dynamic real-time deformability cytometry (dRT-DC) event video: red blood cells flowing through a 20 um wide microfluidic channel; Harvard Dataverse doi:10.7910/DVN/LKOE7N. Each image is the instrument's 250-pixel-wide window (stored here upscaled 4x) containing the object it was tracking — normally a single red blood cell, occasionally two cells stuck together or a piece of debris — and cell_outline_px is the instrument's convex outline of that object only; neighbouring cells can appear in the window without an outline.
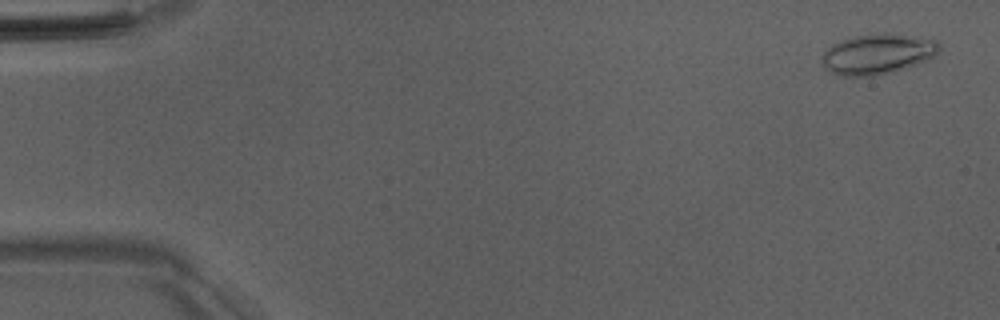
{"species": "Egyptian fruit bat (a non-hibernating species)", "species_latin": "Rousettus aegyptiacus", "temperature_condition": "room temperature", "stored_images_in_passage": 47, "camera_frame_rate_fps": 3000, "um_per_image_px": 0.085, "animal": {"sex": "male"}, "frame": {"image": 1, "passage_image": 2, "time_ms": 0.333, "image_size_px": [1000, 320], "cell_outline_px": [[940, 48], [932, 56], [916, 64], [904, 68], [872, 76], [844, 76], [832, 72], [824, 68], [824, 52], [832, 44], [856, 36], [884, 32], [936, 40], [940, 44]], "centroid_in_image_um": [74.59, 4.58], "position_along_channel_um": 10.4, "area_um2": 26.82}}
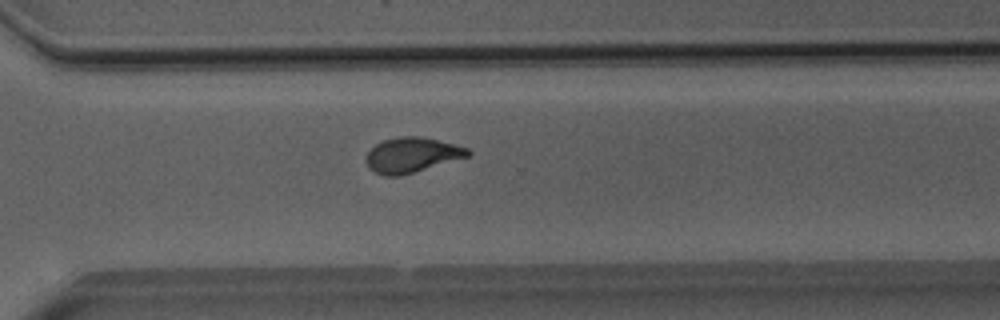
{"frame": {"image": 2, "passage_image": 37, "time_ms": 12.0, "image_size_px": [1000, 320], "cell_outline_px": [[472, 152], [468, 156], [400, 176], [384, 176], [368, 168], [364, 160], [368, 152], [376, 144], [384, 140], [400, 136], [420, 136], [468, 148]], "centroid_in_image_um": [34.96, 13.18], "position_along_channel_um": 335.6, "area_um2": 20.52}}
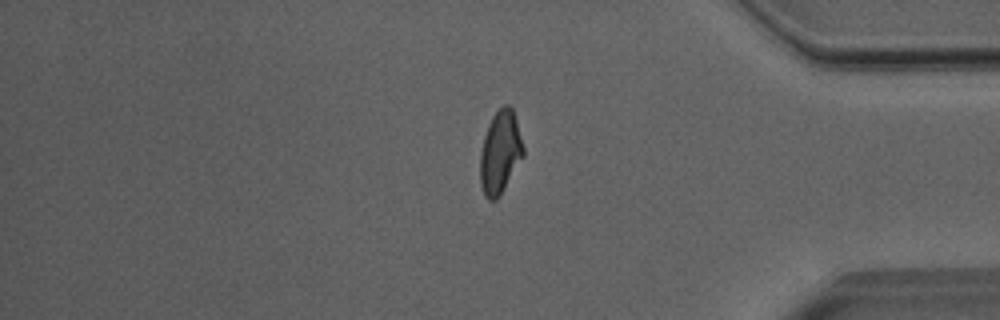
{"frame": {"image": 3, "passage_image": 43, "time_ms": 14.0, "image_size_px": [1000, 320], "cell_outline_px": [[524, 156], [496, 200], [488, 200], [484, 196], [480, 184], [480, 152], [484, 136], [488, 124], [492, 116], [504, 104], [508, 104], [512, 108], [516, 120], [524, 148]], "centroid_in_image_um": [42.5, 12.95], "position_along_channel_um": 392.7, "area_um2": 20.75}}